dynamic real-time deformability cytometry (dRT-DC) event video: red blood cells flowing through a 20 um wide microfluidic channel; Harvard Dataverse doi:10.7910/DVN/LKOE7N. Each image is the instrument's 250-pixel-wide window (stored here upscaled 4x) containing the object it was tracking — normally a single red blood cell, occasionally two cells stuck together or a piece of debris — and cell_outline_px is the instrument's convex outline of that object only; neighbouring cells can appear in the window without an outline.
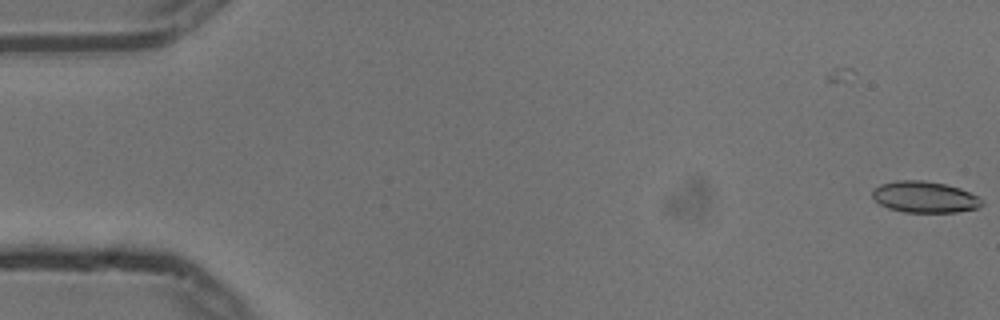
{"species": "common noctule bat (a hibernating species)", "species_latin": "Nyctalus noctula", "temperature_condition": "cold", "stored_images_in_passage": 55, "camera_frame_rate_fps": 3000, "um_per_image_px": 0.085, "animal": {"sex": "male", "body_mass_g": 13.3}, "frame": {"image": 1, "passage_image": 1, "time_ms": 0.0, "image_size_px": [1000, 320], "cell_outline_px": [[984, 204], [980, 208], [956, 212], [904, 212], [888, 208], [880, 204], [872, 196], [872, 192], [880, 184], [896, 180], [924, 180], [944, 184], [960, 188], [984, 200]], "centroid_in_image_um": [78.62, 16.75], "position_along_channel_um": 6.4, "area_um2": 20.0}}
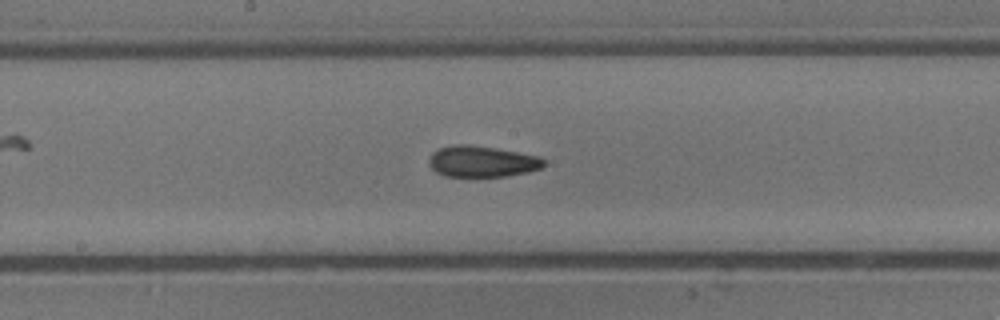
{"frame": {"image": 2, "passage_image": 29, "time_ms": 9.333, "image_size_px": [1000, 320], "cell_outline_px": [[544, 164], [540, 168], [528, 172], [508, 176], [444, 176], [436, 172], [428, 164], [428, 160], [432, 152], [440, 148], [456, 144], [468, 144], [496, 148], [540, 156], [544, 160]], "centroid_in_image_um": [40.95, 13.72], "position_along_channel_um": 207.2, "area_um2": 20.87}}
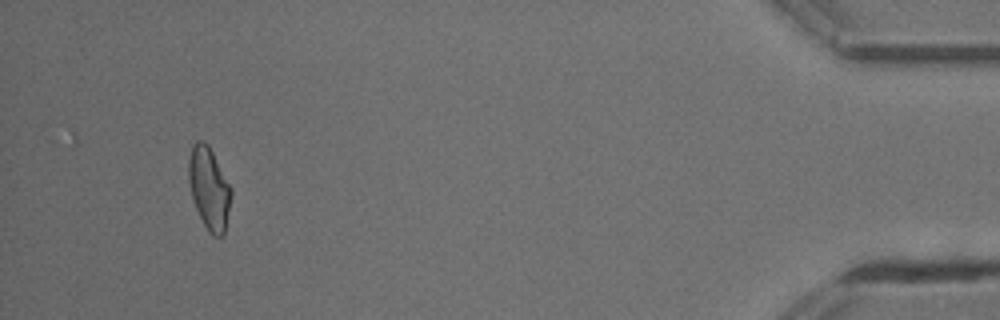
{"frame": {"image": 3, "passage_image": 52, "time_ms": 17.0, "image_size_px": [1000, 320], "cell_outline_px": [[232, 196], [224, 236], [212, 236], [208, 232], [196, 208], [192, 196], [188, 180], [188, 160], [192, 144], [196, 140], [204, 140], [208, 144], [232, 188]], "centroid_in_image_um": [17.78, 16.0], "position_along_channel_um": 417.4, "area_um2": 20.58}, "authors_computed_cell_mechanics": {"area_um2": 20.5768, "velocity_mm_per_s": 3.7449, "shape_relaxation_time_tau1_ms": 5.405, "shape_relaxation_time_tau2_ms": 2.9698, "deformation_change_tau1": 0.1177, "deformation_change_tau2": 0.0901}}